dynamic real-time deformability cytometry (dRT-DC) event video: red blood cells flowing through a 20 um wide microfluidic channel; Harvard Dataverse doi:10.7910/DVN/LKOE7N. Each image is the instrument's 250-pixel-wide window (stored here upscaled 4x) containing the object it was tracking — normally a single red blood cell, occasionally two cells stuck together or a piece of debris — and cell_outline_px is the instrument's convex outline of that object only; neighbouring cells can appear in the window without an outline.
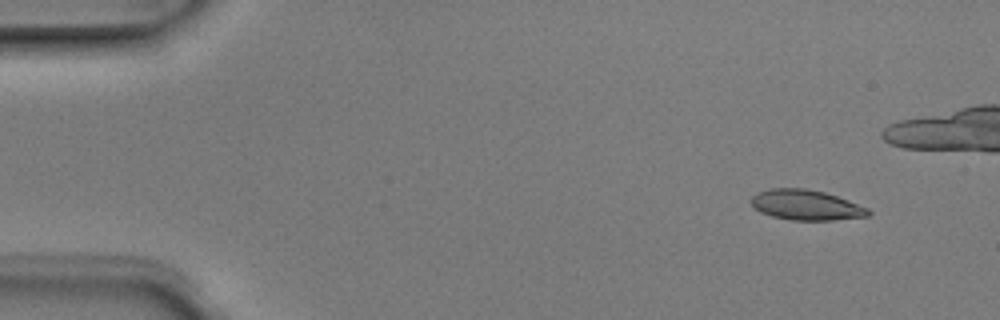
{"species": "Egyptian fruit bat (a non-hibernating species)", "species_latin": "Rousettus aegyptiacus", "temperature_condition": "room temperature", "stored_images_in_passage": 7, "camera_frame_rate_fps": 3000, "um_per_image_px": 0.085, "animal": {"sex": "male"}, "frame": {"image": 1, "passage_image": 2, "time_ms": 0.333, "image_size_px": [1000, 320], "cell_outline_px": [[872, 212], [868, 216], [832, 220], [792, 220], [772, 216], [760, 212], [748, 200], [756, 192], [768, 188], [808, 188], [824, 192], [848, 200], [868, 208]], "centroid_in_image_um": [68.48, 17.41], "position_along_channel_um": 16.5, "area_um2": 20.75}}
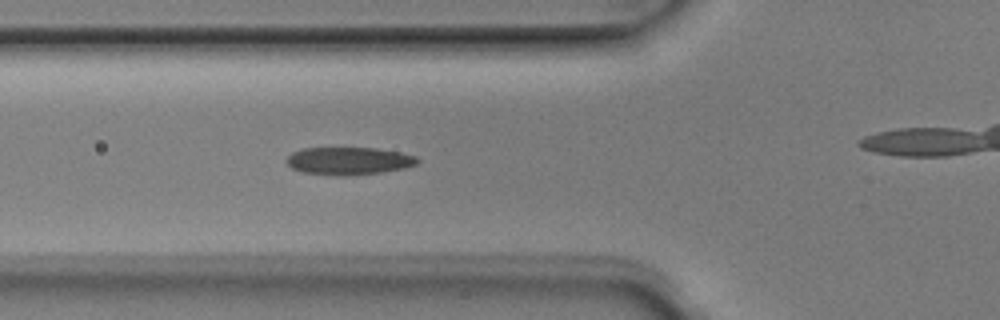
{"frame": {"image": 2, "passage_image": 6, "time_ms": 1.667, "image_size_px": [1000, 320], "cell_outline_px": [[420, 160], [416, 164], [404, 168], [380, 172], [344, 176], [340, 176], [300, 172], [292, 168], [284, 160], [292, 152], [300, 148], [376, 148], [400, 152], [416, 156]], "centroid_in_image_um": [29.61, 13.67], "position_along_channel_um": 96.2, "area_um2": 21.15}}